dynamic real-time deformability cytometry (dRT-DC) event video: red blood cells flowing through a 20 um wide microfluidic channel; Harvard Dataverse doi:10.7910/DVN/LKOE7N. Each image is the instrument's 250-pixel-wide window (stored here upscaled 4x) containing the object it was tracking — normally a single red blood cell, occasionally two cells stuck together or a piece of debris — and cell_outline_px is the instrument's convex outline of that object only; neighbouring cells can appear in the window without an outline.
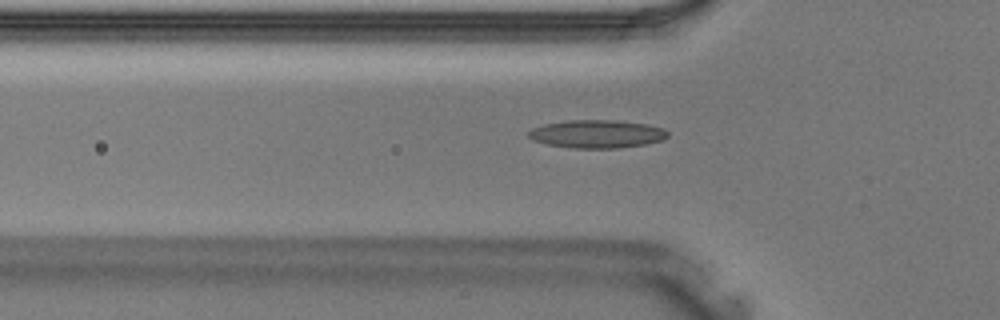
{"species": "Egyptian fruit bat (a non-hibernating species)", "species_latin": "Rousettus aegyptiacus", "temperature_condition": "warm", "stored_images_in_passage": 37, "camera_frame_rate_fps": 3000, "um_per_image_px": 0.085, "animal": {"sex": "male"}, "frame": {"image": 1, "passage_image": 13, "time_ms": 4.0, "image_size_px": [1000, 320], "cell_outline_px": [[668, 136], [664, 140], [644, 144], [620, 148], [572, 148], [548, 144], [532, 140], [528, 136], [528, 132], [532, 128], [544, 124], [568, 120], [612, 120], [648, 124], [664, 128], [668, 132]], "centroid_in_image_um": [50.75, 11.38], "position_along_channel_um": 75.0, "area_um2": 22.83}}
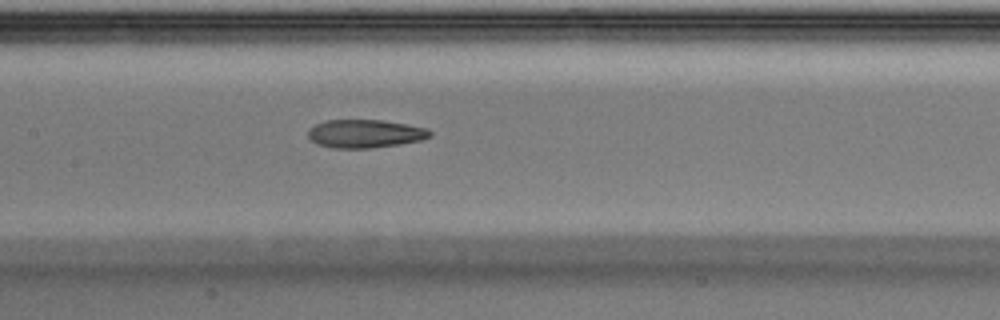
{"frame": {"image": 2, "passage_image": 19, "time_ms": 6.0, "image_size_px": [1000, 320], "cell_outline_px": [[432, 136], [420, 140], [400, 144], [372, 148], [332, 148], [316, 144], [308, 136], [308, 128], [324, 120], [384, 120], [408, 124], [428, 128], [432, 132]], "centroid_in_image_um": [31.04, 11.36], "position_along_channel_um": 176.4, "area_um2": 20.29}}
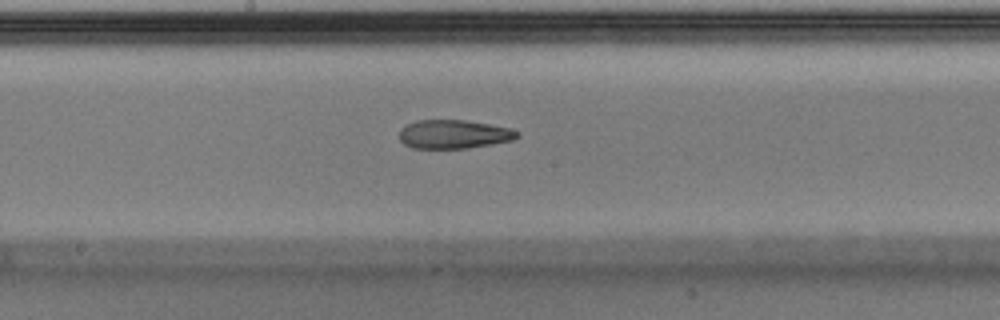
{"frame": {"image": 3, "passage_image": 21, "time_ms": 6.667, "image_size_px": [1000, 320], "cell_outline_px": [[520, 136], [512, 140], [492, 144], [468, 148], [412, 148], [404, 144], [400, 140], [400, 128], [416, 120], [464, 120], [512, 128], [520, 132]], "centroid_in_image_um": [38.59, 11.41], "position_along_channel_um": 209.6, "area_um2": 19.77}}